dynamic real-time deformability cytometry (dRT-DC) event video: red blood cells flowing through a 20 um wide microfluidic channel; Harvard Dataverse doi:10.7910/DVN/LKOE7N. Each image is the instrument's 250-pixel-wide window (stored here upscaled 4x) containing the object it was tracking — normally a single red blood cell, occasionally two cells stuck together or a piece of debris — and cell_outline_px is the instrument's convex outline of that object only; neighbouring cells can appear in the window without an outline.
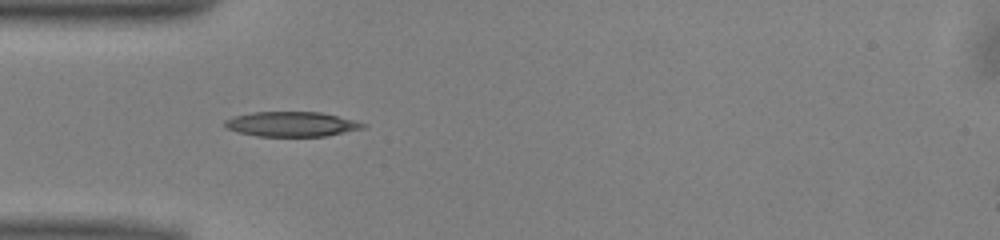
{"species": "common noctule bat (a hibernating species)", "species_latin": "Nyctalus noctula", "temperature_condition": "warm", "stored_images_in_passage": 33, "camera_frame_rate_fps": 3000, "um_per_image_px": 0.085, "animal": {"sex": "male", "body_mass_g": 13.0, "forearm_length_mm": 53.1}, "frame": {"image": 1, "passage_image": 1, "time_ms": 0.0, "image_size_px": [1000, 240], "cell_outline_px": [[368, 124], [364, 128], [324, 136], [256, 136], [236, 132], [228, 128], [224, 124], [224, 120], [232, 116], [252, 112], [320, 112]], "centroid_in_image_um": [24.73, 10.55], "position_along_channel_um": 60.3, "area_um2": 19.88}}
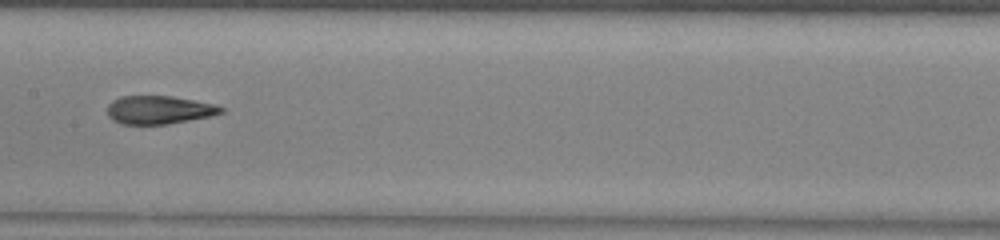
{"frame": {"image": 2, "passage_image": 11, "time_ms": 3.333, "image_size_px": [1000, 240], "cell_outline_px": [[224, 112], [212, 116], [168, 124], [120, 124], [112, 120], [108, 116], [108, 104], [112, 100], [120, 96], [172, 96], [216, 104], [224, 108]], "centroid_in_image_um": [13.52, 9.34], "position_along_channel_um": 193.9, "area_um2": 18.9}}
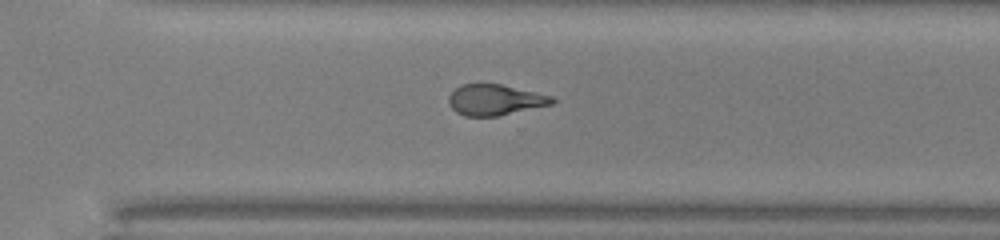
{"frame": {"image": 3, "passage_image": 21, "time_ms": 6.667, "image_size_px": [1000, 240], "cell_outline_px": [[556, 100], [552, 104], [496, 116], [464, 116], [456, 112], [448, 104], [448, 96], [460, 84], [500, 84], [552, 96]], "centroid_in_image_um": [42.03, 8.49], "position_along_channel_um": 328.6, "area_um2": 18.38}, "authors_computed_cell_mechanics": {"area_um2": 19.363, "velocity_mm_per_s": 4.0501, "shape_relaxation_time_tau1_ms": 7.1186, "shape_relaxation_time_tau2_ms": 2.0048, "deformation_change_tau1": 0.2334, "deformation_change_tau2": 0.1097}}